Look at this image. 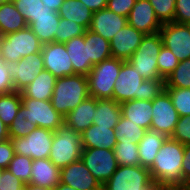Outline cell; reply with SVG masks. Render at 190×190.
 <instances>
[{"instance_id": "816d5d0a", "label": "cell", "mask_w": 190, "mask_h": 190, "mask_svg": "<svg viewBox=\"0 0 190 190\" xmlns=\"http://www.w3.org/2000/svg\"><path fill=\"white\" fill-rule=\"evenodd\" d=\"M44 6H48L52 11L58 12L64 0H41Z\"/></svg>"}, {"instance_id": "60d3db41", "label": "cell", "mask_w": 190, "mask_h": 190, "mask_svg": "<svg viewBox=\"0 0 190 190\" xmlns=\"http://www.w3.org/2000/svg\"><path fill=\"white\" fill-rule=\"evenodd\" d=\"M12 2L15 8L22 14L27 24L44 10V4L41 0H12Z\"/></svg>"}, {"instance_id": "7dc6e473", "label": "cell", "mask_w": 190, "mask_h": 190, "mask_svg": "<svg viewBox=\"0 0 190 190\" xmlns=\"http://www.w3.org/2000/svg\"><path fill=\"white\" fill-rule=\"evenodd\" d=\"M13 91V79L10 76L8 66L0 60V94H8Z\"/></svg>"}, {"instance_id": "83f0119b", "label": "cell", "mask_w": 190, "mask_h": 190, "mask_svg": "<svg viewBox=\"0 0 190 190\" xmlns=\"http://www.w3.org/2000/svg\"><path fill=\"white\" fill-rule=\"evenodd\" d=\"M121 107L113 99H96L93 124L114 128L121 118Z\"/></svg>"}, {"instance_id": "f907efd6", "label": "cell", "mask_w": 190, "mask_h": 190, "mask_svg": "<svg viewBox=\"0 0 190 190\" xmlns=\"http://www.w3.org/2000/svg\"><path fill=\"white\" fill-rule=\"evenodd\" d=\"M91 11L96 12L107 7V0H80Z\"/></svg>"}, {"instance_id": "44dd1931", "label": "cell", "mask_w": 190, "mask_h": 190, "mask_svg": "<svg viewBox=\"0 0 190 190\" xmlns=\"http://www.w3.org/2000/svg\"><path fill=\"white\" fill-rule=\"evenodd\" d=\"M64 45L71 59L74 75L87 76L94 65L88 58V41L85 39V34L70 39Z\"/></svg>"}, {"instance_id": "b9f144b4", "label": "cell", "mask_w": 190, "mask_h": 190, "mask_svg": "<svg viewBox=\"0 0 190 190\" xmlns=\"http://www.w3.org/2000/svg\"><path fill=\"white\" fill-rule=\"evenodd\" d=\"M36 126L22 116L19 110L13 123L9 126L8 132L10 138H23L26 137Z\"/></svg>"}, {"instance_id": "d6a6232c", "label": "cell", "mask_w": 190, "mask_h": 190, "mask_svg": "<svg viewBox=\"0 0 190 190\" xmlns=\"http://www.w3.org/2000/svg\"><path fill=\"white\" fill-rule=\"evenodd\" d=\"M22 104L21 92L0 94V119L9 128Z\"/></svg>"}, {"instance_id": "ee69618b", "label": "cell", "mask_w": 190, "mask_h": 190, "mask_svg": "<svg viewBox=\"0 0 190 190\" xmlns=\"http://www.w3.org/2000/svg\"><path fill=\"white\" fill-rule=\"evenodd\" d=\"M24 187V182L13 175L9 169H4L0 177V190H24Z\"/></svg>"}, {"instance_id": "d4e9b609", "label": "cell", "mask_w": 190, "mask_h": 190, "mask_svg": "<svg viewBox=\"0 0 190 190\" xmlns=\"http://www.w3.org/2000/svg\"><path fill=\"white\" fill-rule=\"evenodd\" d=\"M121 114L141 128L150 129L152 121V101L133 99L120 104Z\"/></svg>"}, {"instance_id": "bcb514c9", "label": "cell", "mask_w": 190, "mask_h": 190, "mask_svg": "<svg viewBox=\"0 0 190 190\" xmlns=\"http://www.w3.org/2000/svg\"><path fill=\"white\" fill-rule=\"evenodd\" d=\"M136 0H107V8L118 15L128 17Z\"/></svg>"}, {"instance_id": "603a6c76", "label": "cell", "mask_w": 190, "mask_h": 190, "mask_svg": "<svg viewBox=\"0 0 190 190\" xmlns=\"http://www.w3.org/2000/svg\"><path fill=\"white\" fill-rule=\"evenodd\" d=\"M83 148H99L113 150L117 143L114 128L90 125L81 133Z\"/></svg>"}, {"instance_id": "8d00e7d4", "label": "cell", "mask_w": 190, "mask_h": 190, "mask_svg": "<svg viewBox=\"0 0 190 190\" xmlns=\"http://www.w3.org/2000/svg\"><path fill=\"white\" fill-rule=\"evenodd\" d=\"M33 159L31 157L15 154L9 164V171L19 178L24 184L30 183L31 166Z\"/></svg>"}, {"instance_id": "1f68e13d", "label": "cell", "mask_w": 190, "mask_h": 190, "mask_svg": "<svg viewBox=\"0 0 190 190\" xmlns=\"http://www.w3.org/2000/svg\"><path fill=\"white\" fill-rule=\"evenodd\" d=\"M117 142L138 144L146 133V129L131 122L121 115L119 122L114 127Z\"/></svg>"}, {"instance_id": "5bb4252c", "label": "cell", "mask_w": 190, "mask_h": 190, "mask_svg": "<svg viewBox=\"0 0 190 190\" xmlns=\"http://www.w3.org/2000/svg\"><path fill=\"white\" fill-rule=\"evenodd\" d=\"M10 76L13 79L14 91L21 92L44 70L41 52L30 54L18 62H7Z\"/></svg>"}, {"instance_id": "9c48e42d", "label": "cell", "mask_w": 190, "mask_h": 190, "mask_svg": "<svg viewBox=\"0 0 190 190\" xmlns=\"http://www.w3.org/2000/svg\"><path fill=\"white\" fill-rule=\"evenodd\" d=\"M20 111L25 119L36 127L47 128L55 131L64 124V116L57 112L50 100H36L33 98H21Z\"/></svg>"}, {"instance_id": "74e56055", "label": "cell", "mask_w": 190, "mask_h": 190, "mask_svg": "<svg viewBox=\"0 0 190 190\" xmlns=\"http://www.w3.org/2000/svg\"><path fill=\"white\" fill-rule=\"evenodd\" d=\"M180 117L190 115V88H165Z\"/></svg>"}, {"instance_id": "e0dca14e", "label": "cell", "mask_w": 190, "mask_h": 190, "mask_svg": "<svg viewBox=\"0 0 190 190\" xmlns=\"http://www.w3.org/2000/svg\"><path fill=\"white\" fill-rule=\"evenodd\" d=\"M145 34L129 24L120 29L110 40L111 55L127 61L137 50Z\"/></svg>"}, {"instance_id": "8fae6325", "label": "cell", "mask_w": 190, "mask_h": 190, "mask_svg": "<svg viewBox=\"0 0 190 190\" xmlns=\"http://www.w3.org/2000/svg\"><path fill=\"white\" fill-rule=\"evenodd\" d=\"M81 160L102 185L110 179L118 167L114 150L111 149L83 148Z\"/></svg>"}, {"instance_id": "f1b7e54d", "label": "cell", "mask_w": 190, "mask_h": 190, "mask_svg": "<svg viewBox=\"0 0 190 190\" xmlns=\"http://www.w3.org/2000/svg\"><path fill=\"white\" fill-rule=\"evenodd\" d=\"M28 24L12 0L0 5V36L22 30Z\"/></svg>"}, {"instance_id": "4fadbf2b", "label": "cell", "mask_w": 190, "mask_h": 190, "mask_svg": "<svg viewBox=\"0 0 190 190\" xmlns=\"http://www.w3.org/2000/svg\"><path fill=\"white\" fill-rule=\"evenodd\" d=\"M162 43L179 62L190 58V24L164 23L159 31Z\"/></svg>"}, {"instance_id": "f6af8a7d", "label": "cell", "mask_w": 190, "mask_h": 190, "mask_svg": "<svg viewBox=\"0 0 190 190\" xmlns=\"http://www.w3.org/2000/svg\"><path fill=\"white\" fill-rule=\"evenodd\" d=\"M174 22L190 24V0H176Z\"/></svg>"}, {"instance_id": "9f6ffc18", "label": "cell", "mask_w": 190, "mask_h": 190, "mask_svg": "<svg viewBox=\"0 0 190 190\" xmlns=\"http://www.w3.org/2000/svg\"><path fill=\"white\" fill-rule=\"evenodd\" d=\"M8 1H10V0H0V5H1L2 3L8 2Z\"/></svg>"}, {"instance_id": "6f0895ef", "label": "cell", "mask_w": 190, "mask_h": 190, "mask_svg": "<svg viewBox=\"0 0 190 190\" xmlns=\"http://www.w3.org/2000/svg\"><path fill=\"white\" fill-rule=\"evenodd\" d=\"M3 171H4V169L0 167V177H1L2 174H3Z\"/></svg>"}, {"instance_id": "7bdbcfd3", "label": "cell", "mask_w": 190, "mask_h": 190, "mask_svg": "<svg viewBox=\"0 0 190 190\" xmlns=\"http://www.w3.org/2000/svg\"><path fill=\"white\" fill-rule=\"evenodd\" d=\"M171 138L183 145H190V115L179 117Z\"/></svg>"}, {"instance_id": "ab89813d", "label": "cell", "mask_w": 190, "mask_h": 190, "mask_svg": "<svg viewBox=\"0 0 190 190\" xmlns=\"http://www.w3.org/2000/svg\"><path fill=\"white\" fill-rule=\"evenodd\" d=\"M149 2L162 24L174 22L176 0H149Z\"/></svg>"}, {"instance_id": "f35d334b", "label": "cell", "mask_w": 190, "mask_h": 190, "mask_svg": "<svg viewBox=\"0 0 190 190\" xmlns=\"http://www.w3.org/2000/svg\"><path fill=\"white\" fill-rule=\"evenodd\" d=\"M179 60L172 53V51L164 45L160 49L157 59V66L160 76L166 80V78L173 72L178 66Z\"/></svg>"}, {"instance_id": "52a82bcc", "label": "cell", "mask_w": 190, "mask_h": 190, "mask_svg": "<svg viewBox=\"0 0 190 190\" xmlns=\"http://www.w3.org/2000/svg\"><path fill=\"white\" fill-rule=\"evenodd\" d=\"M163 43L159 32L146 34L137 50L127 60L144 80L163 79L158 71L157 59Z\"/></svg>"}, {"instance_id": "7a4b0ae2", "label": "cell", "mask_w": 190, "mask_h": 190, "mask_svg": "<svg viewBox=\"0 0 190 190\" xmlns=\"http://www.w3.org/2000/svg\"><path fill=\"white\" fill-rule=\"evenodd\" d=\"M184 145L167 137L158 151L153 164L148 168L153 180L167 190H182V161Z\"/></svg>"}, {"instance_id": "ac0fdd59", "label": "cell", "mask_w": 190, "mask_h": 190, "mask_svg": "<svg viewBox=\"0 0 190 190\" xmlns=\"http://www.w3.org/2000/svg\"><path fill=\"white\" fill-rule=\"evenodd\" d=\"M127 21L130 26L143 32L145 35L159 32L163 25L157 19L149 0H136L127 17Z\"/></svg>"}, {"instance_id": "4316f807", "label": "cell", "mask_w": 190, "mask_h": 190, "mask_svg": "<svg viewBox=\"0 0 190 190\" xmlns=\"http://www.w3.org/2000/svg\"><path fill=\"white\" fill-rule=\"evenodd\" d=\"M166 138V135L155 130H146L145 135L138 143V155L141 166L149 168L153 164L154 159Z\"/></svg>"}, {"instance_id": "681fc988", "label": "cell", "mask_w": 190, "mask_h": 190, "mask_svg": "<svg viewBox=\"0 0 190 190\" xmlns=\"http://www.w3.org/2000/svg\"><path fill=\"white\" fill-rule=\"evenodd\" d=\"M182 190L190 189V145H184V157L182 161Z\"/></svg>"}, {"instance_id": "5b68a950", "label": "cell", "mask_w": 190, "mask_h": 190, "mask_svg": "<svg viewBox=\"0 0 190 190\" xmlns=\"http://www.w3.org/2000/svg\"><path fill=\"white\" fill-rule=\"evenodd\" d=\"M81 134L63 124L53 135L49 159L59 169L81 159Z\"/></svg>"}, {"instance_id": "e575fe53", "label": "cell", "mask_w": 190, "mask_h": 190, "mask_svg": "<svg viewBox=\"0 0 190 190\" xmlns=\"http://www.w3.org/2000/svg\"><path fill=\"white\" fill-rule=\"evenodd\" d=\"M165 88H190V58L179 62L165 80Z\"/></svg>"}, {"instance_id": "cb8c5ba5", "label": "cell", "mask_w": 190, "mask_h": 190, "mask_svg": "<svg viewBox=\"0 0 190 190\" xmlns=\"http://www.w3.org/2000/svg\"><path fill=\"white\" fill-rule=\"evenodd\" d=\"M58 183H60V169L49 158L33 160L29 184L55 188Z\"/></svg>"}, {"instance_id": "c3c4849f", "label": "cell", "mask_w": 190, "mask_h": 190, "mask_svg": "<svg viewBox=\"0 0 190 190\" xmlns=\"http://www.w3.org/2000/svg\"><path fill=\"white\" fill-rule=\"evenodd\" d=\"M15 153L11 139L0 143V167L8 169L10 161L13 159Z\"/></svg>"}, {"instance_id": "277c9868", "label": "cell", "mask_w": 190, "mask_h": 190, "mask_svg": "<svg viewBox=\"0 0 190 190\" xmlns=\"http://www.w3.org/2000/svg\"><path fill=\"white\" fill-rule=\"evenodd\" d=\"M102 190H167L152 179L150 170L141 165L121 166L102 185Z\"/></svg>"}, {"instance_id": "7402d4cb", "label": "cell", "mask_w": 190, "mask_h": 190, "mask_svg": "<svg viewBox=\"0 0 190 190\" xmlns=\"http://www.w3.org/2000/svg\"><path fill=\"white\" fill-rule=\"evenodd\" d=\"M95 109L96 98L89 96L64 117V124L81 134L93 124Z\"/></svg>"}, {"instance_id": "2e32d148", "label": "cell", "mask_w": 190, "mask_h": 190, "mask_svg": "<svg viewBox=\"0 0 190 190\" xmlns=\"http://www.w3.org/2000/svg\"><path fill=\"white\" fill-rule=\"evenodd\" d=\"M60 182L76 190H102V184L80 159L60 169Z\"/></svg>"}, {"instance_id": "f5cc1de1", "label": "cell", "mask_w": 190, "mask_h": 190, "mask_svg": "<svg viewBox=\"0 0 190 190\" xmlns=\"http://www.w3.org/2000/svg\"><path fill=\"white\" fill-rule=\"evenodd\" d=\"M10 139L8 127L4 124V122L0 119V143Z\"/></svg>"}, {"instance_id": "4dcf8cb0", "label": "cell", "mask_w": 190, "mask_h": 190, "mask_svg": "<svg viewBox=\"0 0 190 190\" xmlns=\"http://www.w3.org/2000/svg\"><path fill=\"white\" fill-rule=\"evenodd\" d=\"M85 39L88 41V58L93 65L112 57L110 41L88 29Z\"/></svg>"}, {"instance_id": "8992f818", "label": "cell", "mask_w": 190, "mask_h": 190, "mask_svg": "<svg viewBox=\"0 0 190 190\" xmlns=\"http://www.w3.org/2000/svg\"><path fill=\"white\" fill-rule=\"evenodd\" d=\"M42 44L29 26L22 30L0 36V60L18 62L30 54L41 52Z\"/></svg>"}, {"instance_id": "484cf974", "label": "cell", "mask_w": 190, "mask_h": 190, "mask_svg": "<svg viewBox=\"0 0 190 190\" xmlns=\"http://www.w3.org/2000/svg\"><path fill=\"white\" fill-rule=\"evenodd\" d=\"M57 78L49 71L43 70L21 91V98L51 100Z\"/></svg>"}, {"instance_id": "ffe728a7", "label": "cell", "mask_w": 190, "mask_h": 190, "mask_svg": "<svg viewBox=\"0 0 190 190\" xmlns=\"http://www.w3.org/2000/svg\"><path fill=\"white\" fill-rule=\"evenodd\" d=\"M60 16L58 12L52 11L48 6L42 10L28 24L33 33L38 37L42 45L54 42V38L59 25Z\"/></svg>"}, {"instance_id": "d6986e66", "label": "cell", "mask_w": 190, "mask_h": 190, "mask_svg": "<svg viewBox=\"0 0 190 190\" xmlns=\"http://www.w3.org/2000/svg\"><path fill=\"white\" fill-rule=\"evenodd\" d=\"M127 24V17L118 15L106 7L93 12L88 30L110 41L113 36Z\"/></svg>"}, {"instance_id": "9a60e30c", "label": "cell", "mask_w": 190, "mask_h": 190, "mask_svg": "<svg viewBox=\"0 0 190 190\" xmlns=\"http://www.w3.org/2000/svg\"><path fill=\"white\" fill-rule=\"evenodd\" d=\"M44 69L56 78L74 75L73 65L64 43L51 42L42 45Z\"/></svg>"}, {"instance_id": "3957f363", "label": "cell", "mask_w": 190, "mask_h": 190, "mask_svg": "<svg viewBox=\"0 0 190 190\" xmlns=\"http://www.w3.org/2000/svg\"><path fill=\"white\" fill-rule=\"evenodd\" d=\"M89 96L87 76L75 74L57 78L50 101L54 109L65 117Z\"/></svg>"}, {"instance_id": "11a10c76", "label": "cell", "mask_w": 190, "mask_h": 190, "mask_svg": "<svg viewBox=\"0 0 190 190\" xmlns=\"http://www.w3.org/2000/svg\"><path fill=\"white\" fill-rule=\"evenodd\" d=\"M53 190H76V189L74 187H70L69 185L60 182L55 188H53Z\"/></svg>"}, {"instance_id": "7c38bea8", "label": "cell", "mask_w": 190, "mask_h": 190, "mask_svg": "<svg viewBox=\"0 0 190 190\" xmlns=\"http://www.w3.org/2000/svg\"><path fill=\"white\" fill-rule=\"evenodd\" d=\"M179 117L178 112L172 104L171 97L166 90L152 100V121L150 129L171 137Z\"/></svg>"}, {"instance_id": "db71d44e", "label": "cell", "mask_w": 190, "mask_h": 190, "mask_svg": "<svg viewBox=\"0 0 190 190\" xmlns=\"http://www.w3.org/2000/svg\"><path fill=\"white\" fill-rule=\"evenodd\" d=\"M24 190H53V188H47L33 184H25Z\"/></svg>"}, {"instance_id": "6da1fadb", "label": "cell", "mask_w": 190, "mask_h": 190, "mask_svg": "<svg viewBox=\"0 0 190 190\" xmlns=\"http://www.w3.org/2000/svg\"><path fill=\"white\" fill-rule=\"evenodd\" d=\"M165 79L144 80L128 61L121 65L114 84L113 100L119 104L133 99L152 101L165 91Z\"/></svg>"}, {"instance_id": "30bf717a", "label": "cell", "mask_w": 190, "mask_h": 190, "mask_svg": "<svg viewBox=\"0 0 190 190\" xmlns=\"http://www.w3.org/2000/svg\"><path fill=\"white\" fill-rule=\"evenodd\" d=\"M55 131L36 127L26 137L10 138L14 153L33 160L49 158Z\"/></svg>"}, {"instance_id": "ba28073f", "label": "cell", "mask_w": 190, "mask_h": 190, "mask_svg": "<svg viewBox=\"0 0 190 190\" xmlns=\"http://www.w3.org/2000/svg\"><path fill=\"white\" fill-rule=\"evenodd\" d=\"M123 62L111 57L94 65L87 75L89 95L96 99H113L114 84Z\"/></svg>"}, {"instance_id": "d590c367", "label": "cell", "mask_w": 190, "mask_h": 190, "mask_svg": "<svg viewBox=\"0 0 190 190\" xmlns=\"http://www.w3.org/2000/svg\"><path fill=\"white\" fill-rule=\"evenodd\" d=\"M86 29L72 20L60 18L59 25L57 26L54 42L65 43L74 37L84 35Z\"/></svg>"}, {"instance_id": "836d02e7", "label": "cell", "mask_w": 190, "mask_h": 190, "mask_svg": "<svg viewBox=\"0 0 190 190\" xmlns=\"http://www.w3.org/2000/svg\"><path fill=\"white\" fill-rule=\"evenodd\" d=\"M113 150L118 165H140V159L138 155V144L117 142Z\"/></svg>"}, {"instance_id": "f546056e", "label": "cell", "mask_w": 190, "mask_h": 190, "mask_svg": "<svg viewBox=\"0 0 190 190\" xmlns=\"http://www.w3.org/2000/svg\"><path fill=\"white\" fill-rule=\"evenodd\" d=\"M58 14L60 18L72 20L87 30L91 24L93 11L80 0H64Z\"/></svg>"}]
</instances>
